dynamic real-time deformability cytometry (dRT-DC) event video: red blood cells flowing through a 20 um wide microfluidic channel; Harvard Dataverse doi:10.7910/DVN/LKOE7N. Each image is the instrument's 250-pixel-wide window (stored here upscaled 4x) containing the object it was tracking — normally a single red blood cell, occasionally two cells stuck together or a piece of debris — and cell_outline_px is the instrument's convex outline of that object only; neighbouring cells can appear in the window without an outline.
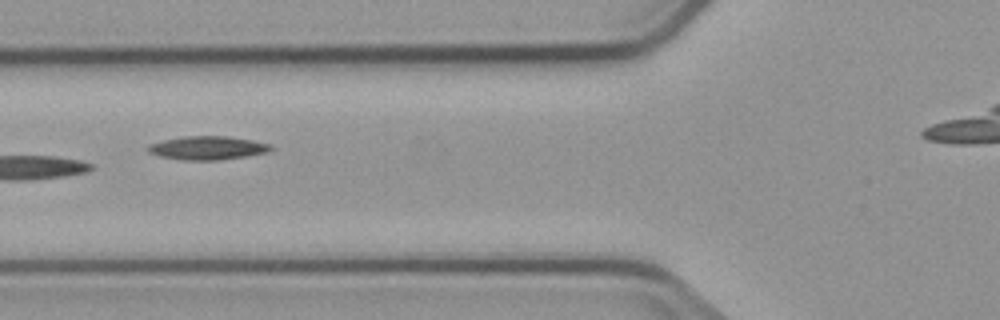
{"species": "common noctule bat (a hibernating species)", "species_latin": "Nyctalus noctula", "temperature_condition": "cold", "stored_images_in_passage": 7, "camera_frame_rate_fps": 3000, "um_per_image_px": 0.085, "animal": {"sex": "male", "body_mass_g": 23.1, "forearm_length_mm": 52.7}, "frame": {"image": 1, "passage_image": 5, "time_ms": 4.667, "image_size_px": [1000, 320], "cell_outline_px": [[272, 148], [268, 152], [244, 156], [216, 160], [184, 160], [160, 156], [148, 152], [148, 144], [164, 140], [184, 136], [228, 136], [252, 140], [272, 144]], "centroid_in_image_um": [17.64, 12.56], "position_along_channel_um": 108.2, "area_um2": 16.7}}
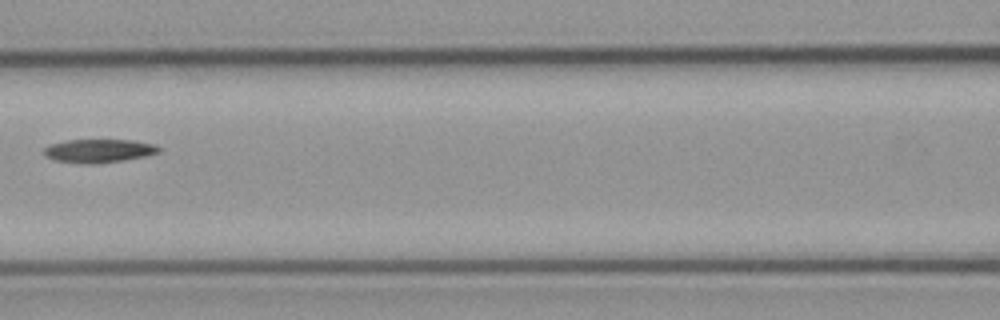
{"frame": {"image": 2, "passage_image": 6, "time_ms": 6.0, "image_size_px": [1000, 320], "cell_outline_px": [[160, 152], [144, 156], [124, 160], [92, 164], [88, 164], [56, 160], [48, 156], [44, 152], [44, 148], [48, 144], [68, 140], [132, 140], [152, 144], [160, 148]], "centroid_in_image_um": [8.39, 12.81], "position_along_channel_um": 158.2, "area_um2": 15.43}}
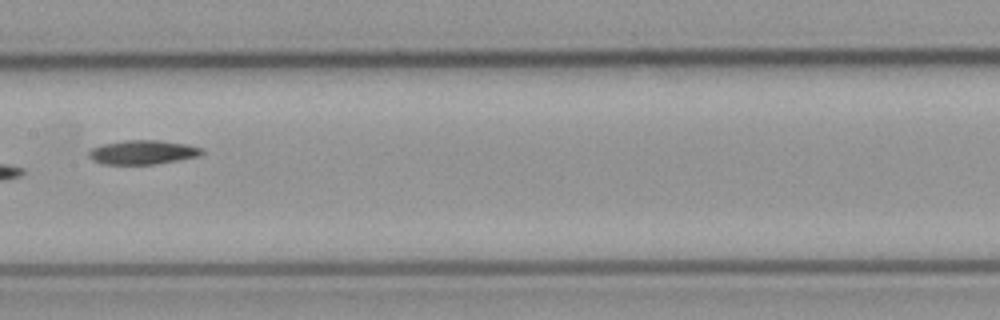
{"frame": {"image": 3, "passage_image": 7, "time_ms": 7.0, "image_size_px": [1000, 320], "cell_outline_px": [[204, 152], [200, 156], [156, 164], [104, 164], [92, 160], [88, 156], [88, 152], [92, 148], [104, 144], [128, 140], [160, 140], [188, 144], [204, 148]], "centroid_in_image_um": [12.18, 12.94], "position_along_channel_um": 195.2, "area_um2": 15.95}}